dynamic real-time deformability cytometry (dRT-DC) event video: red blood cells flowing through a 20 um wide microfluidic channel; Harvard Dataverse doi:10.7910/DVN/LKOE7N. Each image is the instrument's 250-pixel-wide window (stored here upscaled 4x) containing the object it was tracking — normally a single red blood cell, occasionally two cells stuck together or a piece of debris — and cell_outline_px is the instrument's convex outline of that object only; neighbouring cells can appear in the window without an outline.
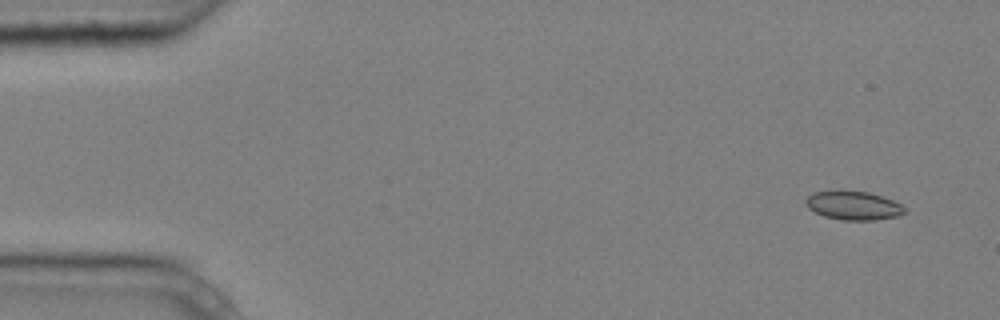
{"species": "common noctule bat (a hibernating species)", "species_latin": "Nyctalus noctula", "temperature_condition": "cold", "stored_images_in_passage": 5, "camera_frame_rate_fps": 3000, "um_per_image_px": 0.085, "animal": {"sex": "male", "body_mass_g": 20.4}, "frame": {"image": 1, "passage_image": 1, "time_ms": 0.0, "image_size_px": [1000, 320], "cell_outline_px": [[908, 212], [900, 216], [876, 220], [840, 220], [824, 216], [808, 208], [804, 200], [812, 192], [836, 188], [840, 188], [868, 192], [892, 200], [908, 208]], "centroid_in_image_um": [72.53, 17.44], "position_along_channel_um": 12.5, "area_um2": 17.28}}
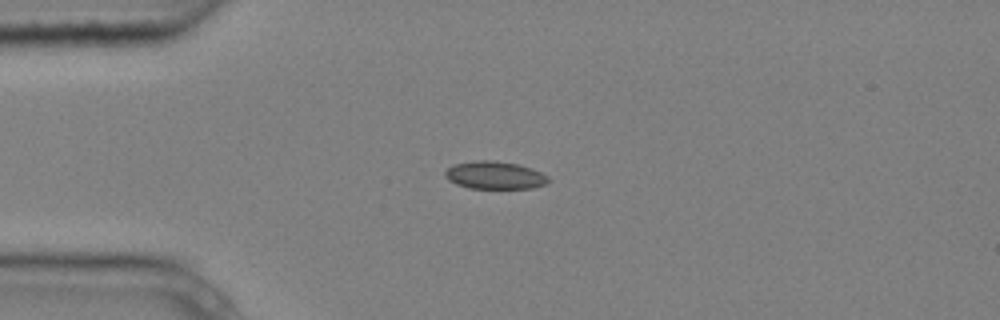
{"frame": {"image": 2, "passage_image": 3, "time_ms": 0.667, "image_size_px": [1000, 320], "cell_outline_px": [[552, 180], [548, 184], [532, 188], [468, 188], [456, 184], [448, 180], [444, 176], [444, 172], [448, 168], [456, 164], [476, 160], [492, 160], [516, 164], [540, 172], [548, 176]], "centroid_in_image_um": [42.06, 14.91], "position_along_channel_um": 42.9, "area_um2": 16.65}}
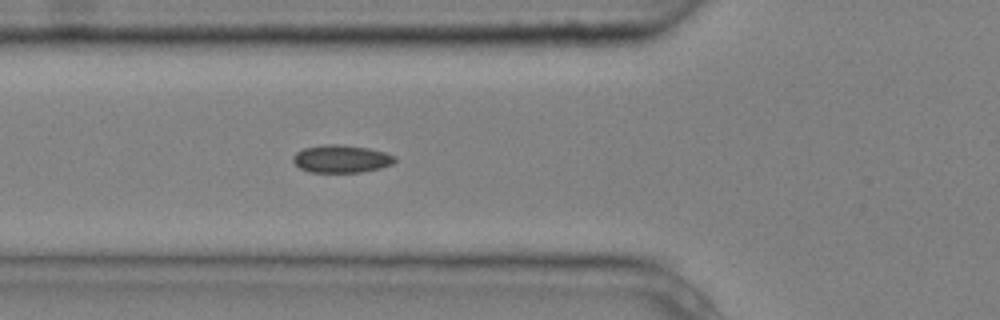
{"frame": {"image": 3, "passage_image": 5, "time_ms": 1.333, "image_size_px": [1000, 320], "cell_outline_px": [[396, 160], [392, 164], [380, 168], [360, 172], [308, 172], [300, 168], [292, 160], [292, 156], [296, 152], [304, 148], [324, 144], [336, 144], [368, 148], [384, 152], [396, 156]], "centroid_in_image_um": [28.99, 13.5], "position_along_channel_um": 96.8, "area_um2": 16.42}}